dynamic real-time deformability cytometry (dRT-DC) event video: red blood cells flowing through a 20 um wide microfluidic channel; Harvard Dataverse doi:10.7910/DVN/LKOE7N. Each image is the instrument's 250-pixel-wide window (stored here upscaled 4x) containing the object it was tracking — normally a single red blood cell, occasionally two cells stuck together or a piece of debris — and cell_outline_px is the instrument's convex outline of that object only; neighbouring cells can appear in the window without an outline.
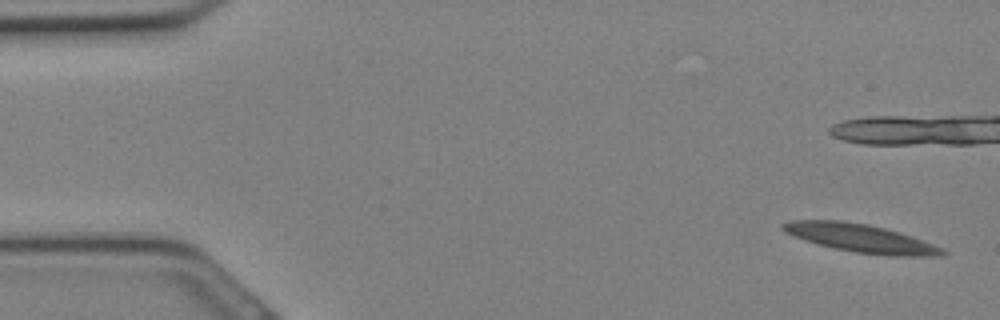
{"species": "Egyptian fruit bat (a non-hibernating species)", "species_latin": "Rousettus aegyptiacus", "temperature_condition": "cold", "stored_images_in_passage": 12, "camera_frame_rate_fps": 3000, "um_per_image_px": 0.085, "animal": {"sex": "female"}, "frame": {"image": 1, "passage_image": 1, "time_ms": 0.0, "image_size_px": [1000, 320], "cell_outline_px": [[948, 252], [940, 256], [888, 256], [856, 252], [836, 248], [804, 240], [792, 236], [784, 232], [780, 228], [780, 224], [792, 220], [840, 220], [868, 224], [884, 228], [944, 248]], "centroid_in_image_um": [73.1, 20.24], "position_along_channel_um": 11.9, "area_um2": 25.95}}